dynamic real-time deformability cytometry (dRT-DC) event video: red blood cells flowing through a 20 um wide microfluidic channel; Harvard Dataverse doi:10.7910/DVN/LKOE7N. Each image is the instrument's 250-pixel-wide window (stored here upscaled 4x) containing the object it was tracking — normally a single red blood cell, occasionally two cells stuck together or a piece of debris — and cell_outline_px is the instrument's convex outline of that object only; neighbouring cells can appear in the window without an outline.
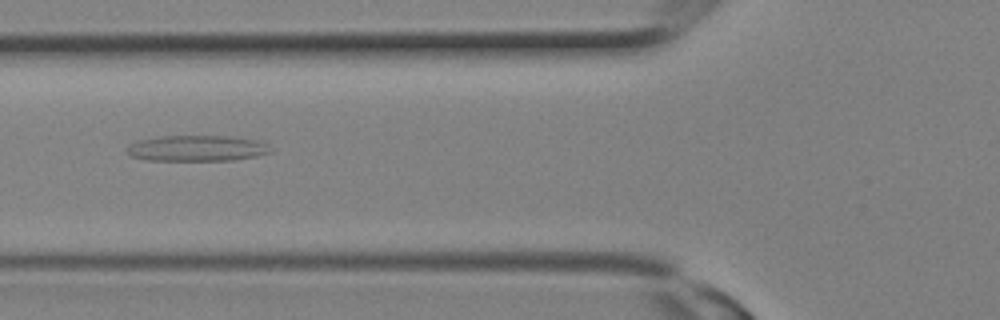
{"species": "Egyptian fruit bat (a non-hibernating species)", "species_latin": "Rousettus aegyptiacus", "temperature_condition": "room temperature", "stored_images_in_passage": 4, "camera_frame_rate_fps": 3000, "um_per_image_px": 0.085, "animal": {"sex": "female"}, "frame": {"image": 1, "passage_image": 4, "time_ms": 1.0, "image_size_px": [1000, 320], "cell_outline_px": [[272, 152], [256, 156], [236, 160], [144, 160], [132, 156], [128, 152], [128, 148], [132, 144], [140, 140], [160, 136], [232, 136], [256, 140], [272, 148]], "centroid_in_image_um": [16.78, 12.61], "position_along_channel_um": 109.0, "area_um2": 21.44}}